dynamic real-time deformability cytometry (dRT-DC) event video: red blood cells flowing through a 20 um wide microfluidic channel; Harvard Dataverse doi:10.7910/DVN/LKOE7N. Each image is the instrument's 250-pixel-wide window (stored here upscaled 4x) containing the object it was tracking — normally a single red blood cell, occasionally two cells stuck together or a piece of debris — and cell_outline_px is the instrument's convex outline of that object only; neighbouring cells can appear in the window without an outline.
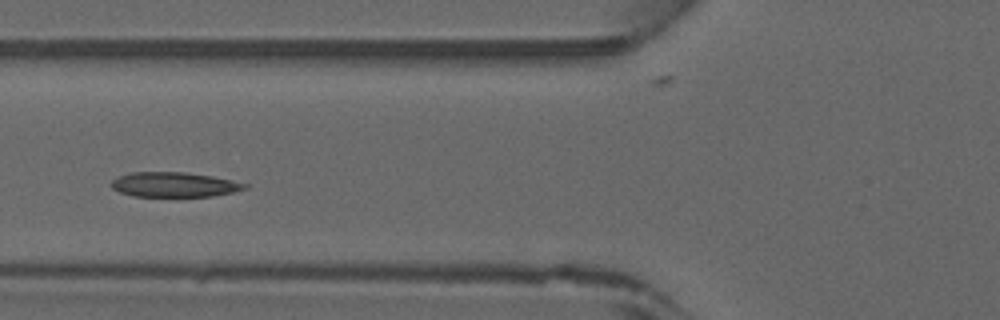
{"species": "common noctule bat (a hibernating species)", "species_latin": "Nyctalus noctula", "temperature_condition": "warm", "stored_images_in_passage": 41, "camera_frame_rate_fps": 3000, "um_per_image_px": 0.085, "animal": {"sex": "male", "forearm_length_mm": 52.5}, "frame": {"image": 1, "passage_image": 12, "time_ms": 3.667, "image_size_px": [1000, 320], "cell_outline_px": [[248, 188], [232, 192], [212, 196], [132, 196], [120, 192], [112, 188], [112, 180], [120, 176], [132, 172], [184, 172], [212, 176], [232, 180], [248, 184]], "centroid_in_image_um": [14.82, 15.69], "position_along_channel_um": 111.0, "area_um2": 19.13}}